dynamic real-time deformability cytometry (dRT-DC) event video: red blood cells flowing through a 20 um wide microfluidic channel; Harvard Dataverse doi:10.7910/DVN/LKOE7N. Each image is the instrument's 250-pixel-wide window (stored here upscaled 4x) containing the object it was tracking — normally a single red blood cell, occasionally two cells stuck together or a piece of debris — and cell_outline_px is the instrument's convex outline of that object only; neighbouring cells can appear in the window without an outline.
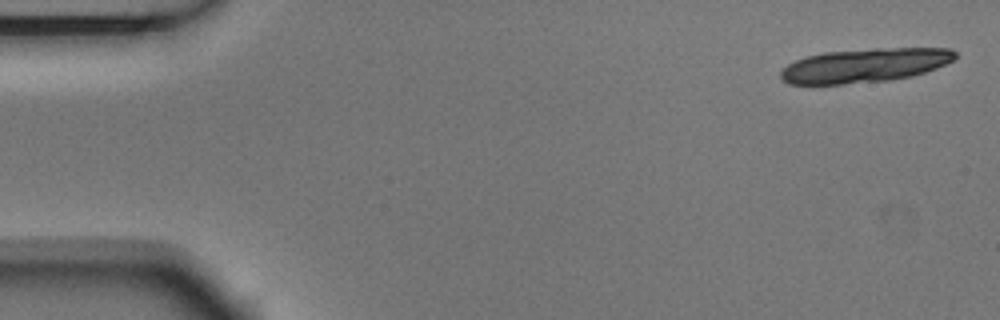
{"species": "Egyptian fruit bat (a non-hibernating species)", "species_latin": "Rousettus aegyptiacus", "temperature_condition": "room temperature", "stored_images_in_passage": 5, "camera_frame_rate_fps": 3000, "um_per_image_px": 0.085, "animal": {"sex": "male"}, "frame": {"image": 1, "passage_image": 1, "time_ms": 0.0, "image_size_px": [1000, 320], "cell_outline_px": [[956, 60], [936, 68], [912, 76], [888, 80], [844, 84], [788, 84], [780, 80], [780, 72], [788, 64], [796, 60], [808, 56], [824, 52], [872, 48], [952, 48], [956, 52]], "centroid_in_image_um": [73.52, 5.55], "position_along_channel_um": 11.5, "area_um2": 34.74}}